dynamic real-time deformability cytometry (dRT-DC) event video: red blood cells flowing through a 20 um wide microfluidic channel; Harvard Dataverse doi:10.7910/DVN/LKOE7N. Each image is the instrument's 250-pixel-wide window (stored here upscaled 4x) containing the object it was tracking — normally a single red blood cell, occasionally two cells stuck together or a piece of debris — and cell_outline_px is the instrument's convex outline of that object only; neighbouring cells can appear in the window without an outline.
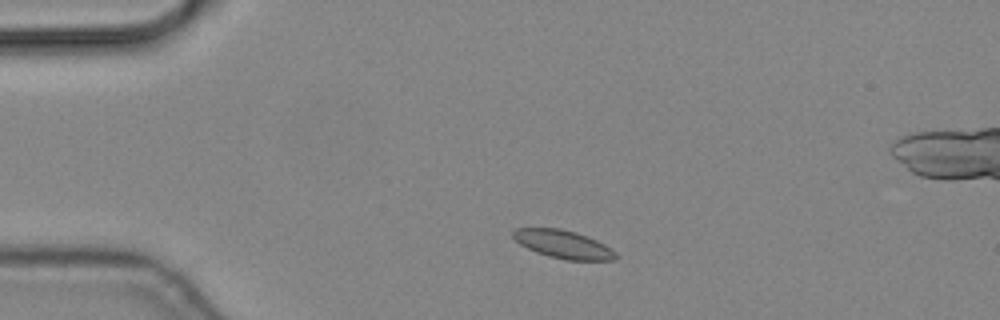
{"species": "common noctule bat (a hibernating species)", "species_latin": "Nyctalus noctula", "temperature_condition": "cold", "stored_images_in_passage": 13, "camera_frame_rate_fps": 3000, "um_per_image_px": 0.085, "animal": {"sex": "male", "body_mass_g": 19.2, "forearm_length_mm": 51.8}, "frame": {"image": 1, "passage_image": 2, "time_ms": 0.333, "image_size_px": [1000, 320], "cell_outline_px": [[616, 260], [564, 260], [548, 256], [536, 252], [520, 244], [512, 236], [512, 232], [516, 228], [560, 228], [576, 232], [588, 236], [612, 248], [616, 252]], "centroid_in_image_um": [47.89, 20.76], "position_along_channel_um": 37.1, "area_um2": 16.88}}
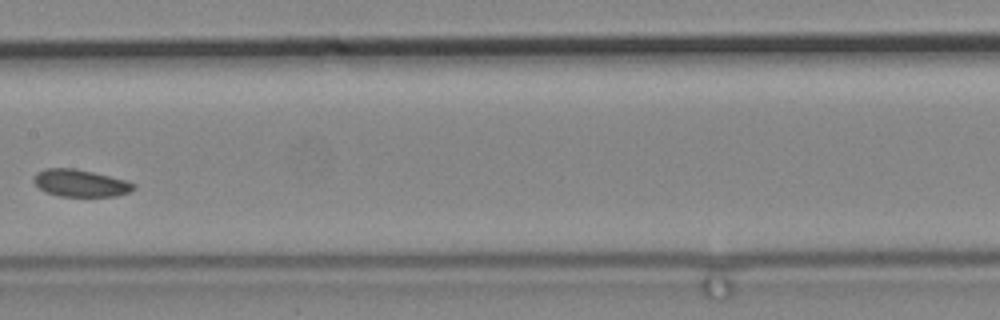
{"frame": {"image": 2, "passage_image": 6, "time_ms": 1.667, "image_size_px": [1000, 320], "cell_outline_px": [[136, 188], [128, 192], [116, 196], [60, 196], [44, 192], [32, 180], [44, 168], [72, 168], [92, 172], [124, 180], [136, 184]], "centroid_in_image_um": [6.84, 15.57], "position_along_channel_um": 200.6, "area_um2": 15.55}}
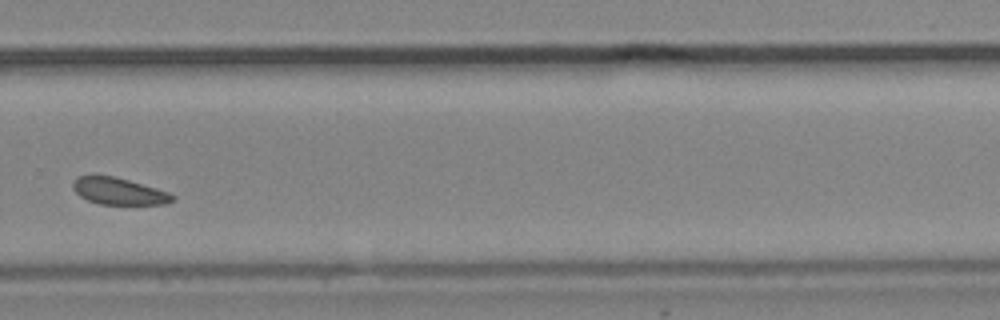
{"frame": {"image": 3, "passage_image": 9, "time_ms": 2.667, "image_size_px": [1000, 320], "cell_outline_px": [[176, 200], [168, 204], [100, 204], [88, 200], [80, 196], [72, 188], [72, 180], [76, 176], [112, 176], [128, 180], [156, 188], [168, 192], [176, 196]], "centroid_in_image_um": [10.11, 16.26], "position_along_channel_um": 319.7, "area_um2": 15.55}}